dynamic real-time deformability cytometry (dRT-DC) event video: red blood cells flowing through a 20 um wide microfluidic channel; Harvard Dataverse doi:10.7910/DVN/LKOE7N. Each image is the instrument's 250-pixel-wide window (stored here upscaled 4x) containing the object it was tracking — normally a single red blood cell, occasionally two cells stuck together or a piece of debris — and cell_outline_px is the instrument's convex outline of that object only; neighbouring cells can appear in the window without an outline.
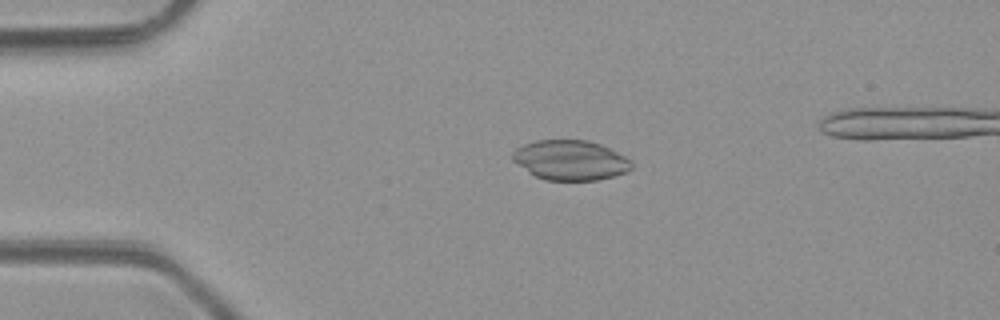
{"species": "common noctule bat (a hibernating species)", "species_latin": "Nyctalus noctula", "temperature_condition": "room temperature", "stored_images_in_passage": 5, "camera_frame_rate_fps": 3000, "um_per_image_px": 0.085, "animal": {"sex": "male", "body_mass_g": 23.1, "forearm_length_mm": 52.7}, "frame": {"image": 1, "passage_image": 4, "time_ms": 3.667, "image_size_px": [1000, 320], "cell_outline_px": [[632, 168], [628, 172], [596, 180], [544, 180], [528, 172], [512, 160], [512, 152], [516, 148], [524, 144], [536, 140], [588, 140], [600, 144], [632, 160]], "centroid_in_image_um": [48.47, 13.61], "position_along_channel_um": 36.5, "area_um2": 27.63}}